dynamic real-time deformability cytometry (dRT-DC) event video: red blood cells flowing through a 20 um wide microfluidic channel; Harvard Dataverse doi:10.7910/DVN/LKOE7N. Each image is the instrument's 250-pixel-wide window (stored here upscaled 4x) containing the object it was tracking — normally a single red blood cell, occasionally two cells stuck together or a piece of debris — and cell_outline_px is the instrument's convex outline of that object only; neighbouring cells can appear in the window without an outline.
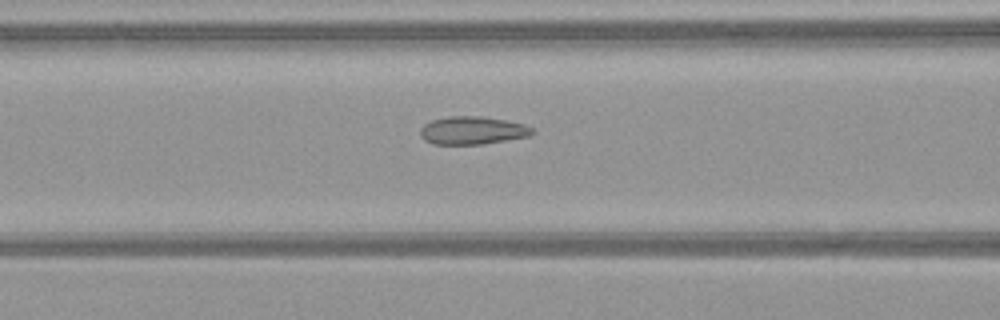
{"species": "common noctule bat (a hibernating species)", "species_latin": "Nyctalus noctula", "temperature_condition": "warm", "stored_images_in_passage": 42, "camera_frame_rate_fps": 3000, "um_per_image_px": 0.085, "animal": {"sex": "female", "body_mass_g": 21.9}, "frame": {"image": 1, "passage_image": 18, "time_ms": 5.667, "image_size_px": [1000, 320], "cell_outline_px": [[536, 132], [528, 136], [484, 144], [432, 144], [424, 140], [420, 136], [420, 128], [424, 124], [432, 120], [448, 116], [484, 116], [524, 124], [532, 128]], "centroid_in_image_um": [40.13, 11.08], "position_along_channel_um": 126.5, "area_um2": 18.32}}
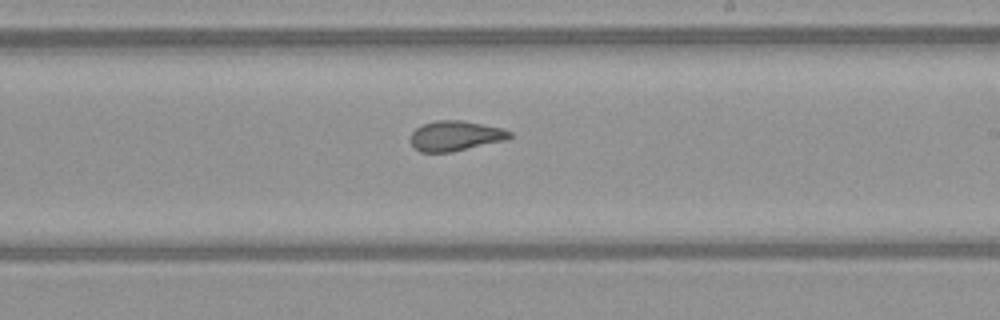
{"frame": {"image": 2, "passage_image": 27, "time_ms": 8.667, "image_size_px": [1000, 320], "cell_outline_px": [[512, 136], [508, 140], [452, 152], [420, 152], [408, 140], [412, 132], [420, 124], [436, 120], [464, 120], [504, 128], [512, 132]], "centroid_in_image_um": [38.73, 11.54], "position_along_channel_um": 250.3, "area_um2": 17.8}}
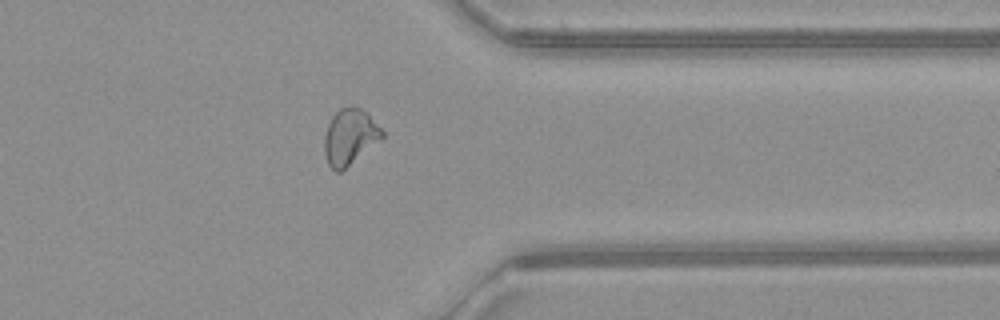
{"frame": {"image": 3, "passage_image": 37, "time_ms": 12.0, "image_size_px": [1000, 320], "cell_outline_px": [[384, 136], [340, 172], [336, 172], [328, 164], [324, 152], [324, 136], [328, 124], [332, 116], [340, 108], [360, 108], [384, 132]], "centroid_in_image_um": [29.69, 11.65], "position_along_channel_um": 381.7, "area_um2": 18.09}}